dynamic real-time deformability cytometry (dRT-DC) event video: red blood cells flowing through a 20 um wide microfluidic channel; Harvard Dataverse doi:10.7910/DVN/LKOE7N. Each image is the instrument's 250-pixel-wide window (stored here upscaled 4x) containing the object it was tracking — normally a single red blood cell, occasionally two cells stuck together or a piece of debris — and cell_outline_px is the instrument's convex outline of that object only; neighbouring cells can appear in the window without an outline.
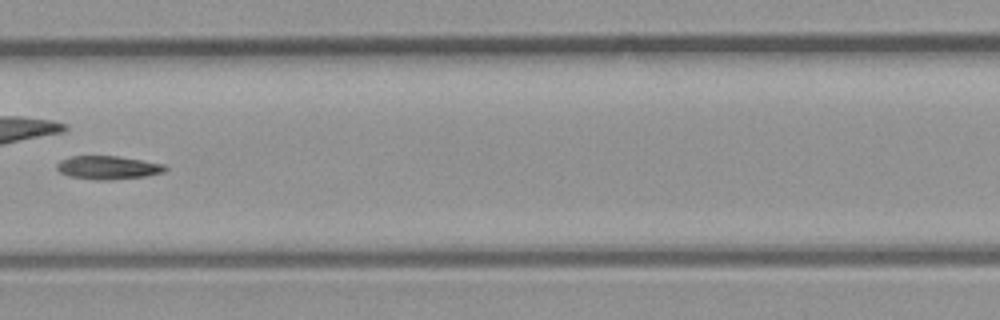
{"species": "common noctule bat (a hibernating species)", "species_latin": "Nyctalus noctula", "temperature_condition": "room temperature", "stored_images_in_passage": 28, "camera_frame_rate_fps": 3000, "um_per_image_px": 0.085, "animal": {"sex": "male", "body_mass_g": 23.1, "forearm_length_mm": 52.7}, "frame": {"image": 1, "passage_image": 9, "time_ms": 2.667, "image_size_px": [1000, 320], "cell_outline_px": [[168, 168], [164, 172], [144, 176], [112, 180], [96, 180], [72, 176], [60, 172], [56, 168], [56, 164], [60, 160], [68, 156], [116, 156], [164, 164]], "centroid_in_image_um": [9.16, 14.24], "position_along_channel_um": 198.2, "area_um2": 14.68}}